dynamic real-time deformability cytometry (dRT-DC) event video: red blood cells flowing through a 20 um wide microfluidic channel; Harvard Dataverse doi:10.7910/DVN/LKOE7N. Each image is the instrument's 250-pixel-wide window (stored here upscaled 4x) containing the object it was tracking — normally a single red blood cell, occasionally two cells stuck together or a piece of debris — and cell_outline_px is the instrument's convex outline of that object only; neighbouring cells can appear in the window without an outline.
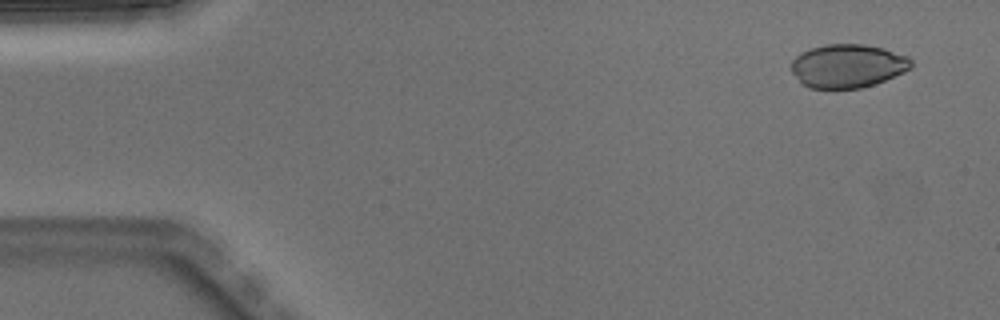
{"species": "Egyptian fruit bat (a non-hibernating species)", "species_latin": "Rousettus aegyptiacus", "temperature_condition": "warm", "stored_images_in_passage": 4, "camera_frame_rate_fps": 3000, "um_per_image_px": 0.085, "animal": {"sex": "male"}, "frame": {"image": 1, "passage_image": 1, "time_ms": 0.0, "image_size_px": [1000, 320], "cell_outline_px": [[912, 68], [904, 72], [884, 80], [860, 88], [808, 88], [792, 72], [792, 60], [800, 52], [824, 44], [864, 44], [884, 48], [908, 56], [912, 60]], "centroid_in_image_um": [72.07, 5.59], "position_along_channel_um": 12.9, "area_um2": 30.29}}
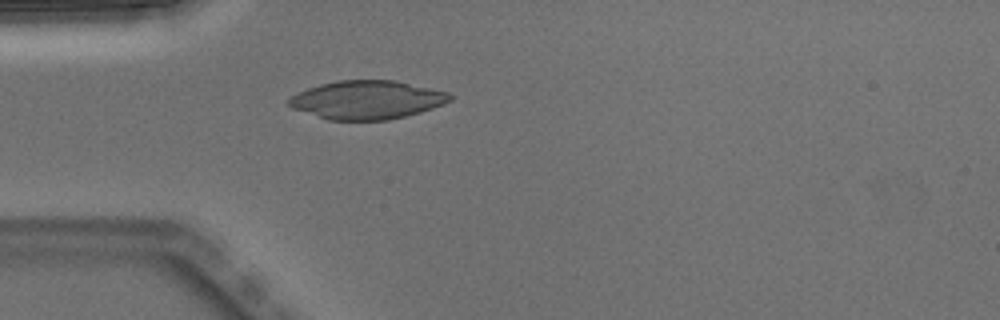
{"frame": {"image": 2, "passage_image": 4, "time_ms": 1.0, "image_size_px": [1000, 320], "cell_outline_px": [[452, 100], [444, 104], [420, 112], [388, 120], [328, 120], [292, 108], [288, 104], [288, 100], [292, 96], [308, 88], [320, 84], [336, 80], [396, 80], [448, 92], [452, 96]], "centroid_in_image_um": [31.21, 8.48], "position_along_channel_um": 53.8, "area_um2": 36.07}}